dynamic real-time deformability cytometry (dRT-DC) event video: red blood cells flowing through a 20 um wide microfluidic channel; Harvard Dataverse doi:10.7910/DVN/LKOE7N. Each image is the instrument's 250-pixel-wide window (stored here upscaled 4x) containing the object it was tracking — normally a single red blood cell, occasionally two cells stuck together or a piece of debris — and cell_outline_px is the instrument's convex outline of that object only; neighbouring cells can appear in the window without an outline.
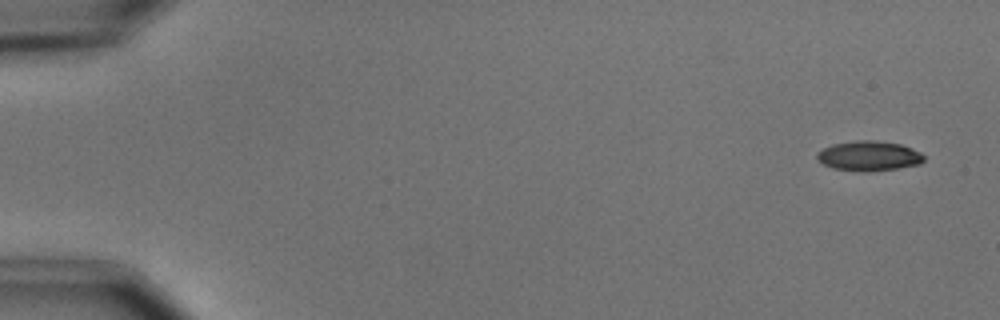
{"species": "common noctule bat (a hibernating species)", "species_latin": "Nyctalus noctula", "temperature_condition": "cold", "stored_images_in_passage": 6, "camera_frame_rate_fps": 3000, "um_per_image_px": 0.085, "animal": {"sex": "male", "body_mass_g": 15.6}, "frame": {"image": 1, "passage_image": 1, "time_ms": 0.0, "image_size_px": [1000, 320], "cell_outline_px": [[924, 160], [920, 164], [896, 168], [832, 168], [824, 164], [816, 156], [816, 152], [832, 144], [856, 140], [876, 140], [900, 144], [912, 148], [920, 152], [924, 156]], "centroid_in_image_um": [73.88, 13.18], "position_along_channel_um": 11.1, "area_um2": 17.63}}
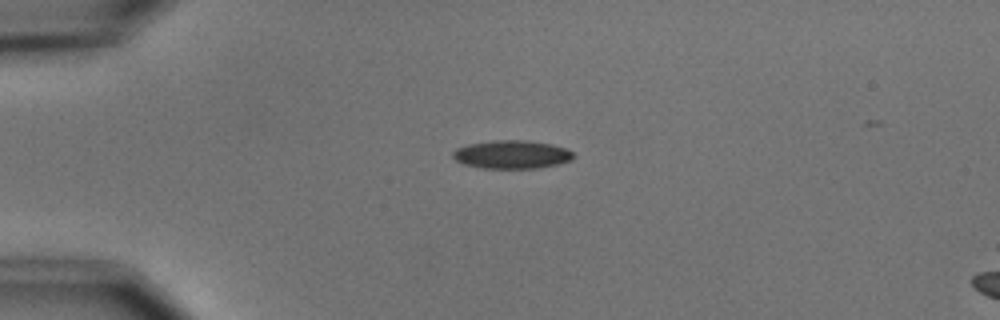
{"frame": {"image": 2, "passage_image": 4, "time_ms": 3.667, "image_size_px": [1000, 320], "cell_outline_px": [[572, 160], [556, 164], [536, 168], [480, 168], [464, 164], [456, 160], [452, 156], [452, 152], [456, 148], [468, 144], [496, 140], [524, 140], [552, 144], [564, 148], [572, 152]], "centroid_in_image_um": [43.46, 13.13], "position_along_channel_um": 41.5, "area_um2": 19.71}}